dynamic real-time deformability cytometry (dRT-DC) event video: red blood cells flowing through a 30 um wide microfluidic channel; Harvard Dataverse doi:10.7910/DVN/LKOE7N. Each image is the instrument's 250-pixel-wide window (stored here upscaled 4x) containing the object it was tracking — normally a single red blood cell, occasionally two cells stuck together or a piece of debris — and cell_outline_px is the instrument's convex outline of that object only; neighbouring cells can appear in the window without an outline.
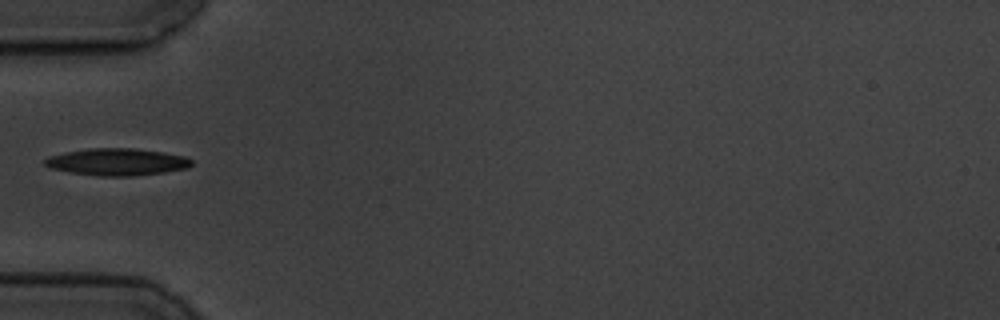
{"species": "common noctule bat (a hibernating species)", "species_latin": "Nyctalus noctula", "temperature_condition": "cold", "stored_images_in_passage": 9, "camera_frame_rate_fps": 3000, "um_per_image_px": 0.085, "animal": {"sex": "male", "body_mass_g": 19.5, "forearm_length_mm": 54.6}, "frame": {"image": 1, "passage_image": 4, "time_ms": 3.667, "image_size_px": [1000, 320], "cell_outline_px": [[192, 164], [184, 168], [164, 172], [132, 176], [100, 176], [68, 172], [48, 168], [44, 164], [44, 160], [48, 156], [68, 152], [92, 148], [132, 148], [164, 152], [184, 156], [192, 160]], "centroid_in_image_um": [9.91, 13.76], "position_along_channel_um": 75.1, "area_um2": 23.0}}
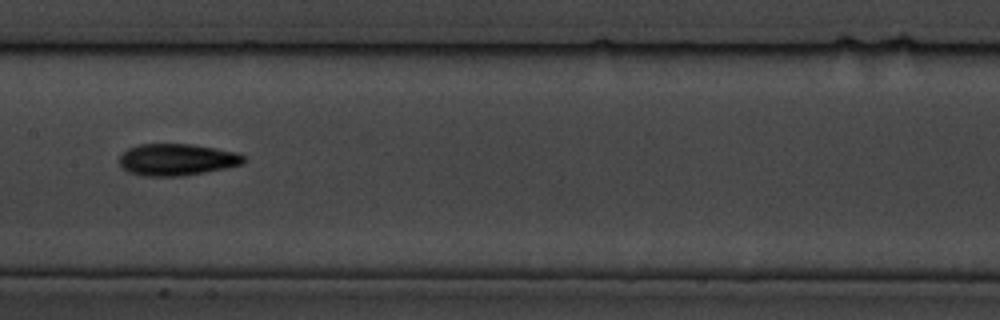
{"frame": {"image": 2, "passage_image": 7, "time_ms": 7.0, "image_size_px": [1000, 320], "cell_outline_px": [[248, 160], [244, 164], [228, 168], [180, 176], [144, 176], [128, 172], [120, 164], [120, 156], [128, 148], [140, 144], [192, 144], [216, 148], [236, 152], [244, 156]], "centroid_in_image_um": [15.08, 13.57], "position_along_channel_um": 192.3, "area_um2": 23.12}}
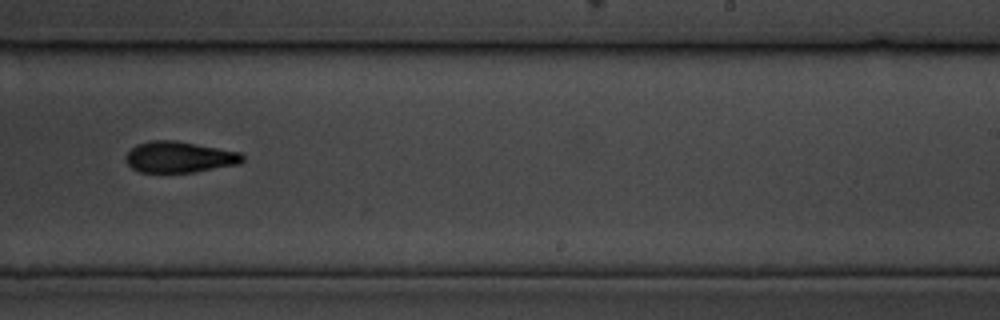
{"frame": {"image": 3, "passage_image": 9, "time_ms": 9.333, "image_size_px": [1000, 320], "cell_outline_px": [[244, 160], [240, 164], [196, 172], [140, 172], [132, 168], [128, 164], [124, 156], [136, 144], [152, 140], [176, 140], [240, 152], [244, 156]], "centroid_in_image_um": [15.26, 13.35], "position_along_channel_um": 273.7, "area_um2": 21.27}}